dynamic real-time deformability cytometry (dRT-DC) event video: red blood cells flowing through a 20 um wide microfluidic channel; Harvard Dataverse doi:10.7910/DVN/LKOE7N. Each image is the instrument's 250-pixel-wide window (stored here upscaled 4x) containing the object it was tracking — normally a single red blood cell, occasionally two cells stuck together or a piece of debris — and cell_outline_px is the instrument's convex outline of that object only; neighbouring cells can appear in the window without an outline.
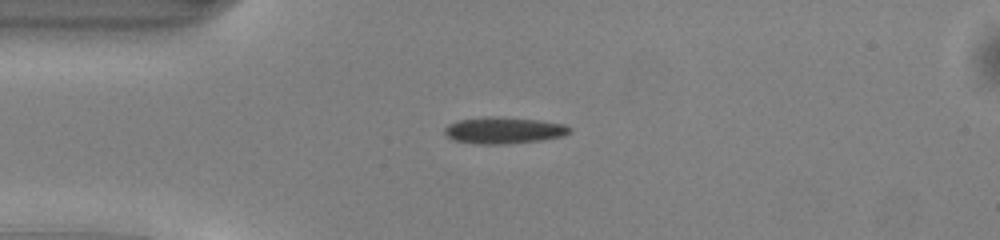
{"species": "common noctule bat (a hibernating species)", "species_latin": "Nyctalus noctula", "temperature_condition": "warm", "stored_images_in_passage": 38, "camera_frame_rate_fps": 3000, "um_per_image_px": 0.085, "animal": {"sex": "male", "body_mass_g": 13.0, "forearm_length_mm": 53.1}, "frame": {"image": 1, "passage_image": 1, "time_ms": 0.0, "image_size_px": [1000, 240], "cell_outline_px": [[572, 132], [564, 136], [540, 140], [504, 144], [480, 144], [452, 140], [444, 132], [444, 128], [448, 124], [456, 120], [488, 116], [496, 116], [540, 120], [564, 124], [572, 128]], "centroid_in_image_um": [42.82, 11.07], "position_along_channel_um": 42.2, "area_um2": 19.54}}
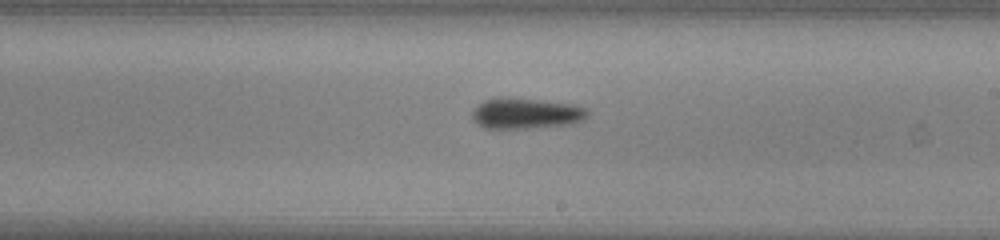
{"frame": {"image": 2, "passage_image": 17, "time_ms": 5.333, "image_size_px": [1000, 240], "cell_outline_px": [[588, 116], [584, 120], [572, 124], [532, 128], [484, 128], [476, 124], [472, 120], [472, 112], [484, 100], [500, 96], [572, 104], [588, 108]], "centroid_in_image_um": [44.71, 9.64], "position_along_channel_um": 244.3, "area_um2": 20.81}}
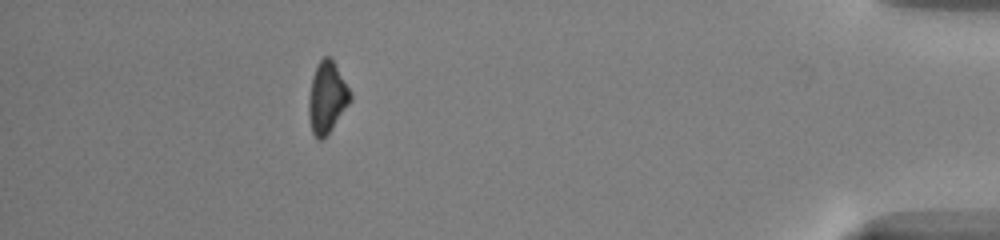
{"frame": {"image": 3, "passage_image": 33, "time_ms": 10.667, "image_size_px": [1000, 240], "cell_outline_px": [[352, 100], [328, 132], [320, 140], [312, 132], [308, 116], [308, 100], [312, 76], [320, 60], [324, 56], [328, 56], [332, 60], [352, 92]], "centroid_in_image_um": [27.79, 8.27], "position_along_channel_um": 407.4, "area_um2": 16.99}, "authors_computed_cell_mechanics": {"area_um2": 19.2185, "velocity_mm_per_s": 4.1714, "shape_relaxation_time_tau1_ms": 2.7845, "shape_relaxation_time_tau2_ms": null, "deformation_change_tau1": 0.0976, "deformation_change_tau2": null}}